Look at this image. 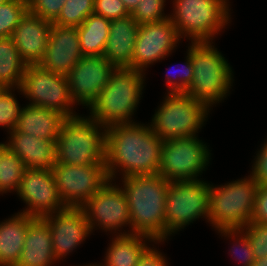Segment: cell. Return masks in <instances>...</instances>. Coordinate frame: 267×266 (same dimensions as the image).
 Returning a JSON list of instances; mask_svg holds the SVG:
<instances>
[{"label": "cell", "mask_w": 267, "mask_h": 266, "mask_svg": "<svg viewBox=\"0 0 267 266\" xmlns=\"http://www.w3.org/2000/svg\"><path fill=\"white\" fill-rule=\"evenodd\" d=\"M163 140L149 124H116L106 128L105 165L109 180L159 174ZM117 169V170H116Z\"/></svg>", "instance_id": "1"}, {"label": "cell", "mask_w": 267, "mask_h": 266, "mask_svg": "<svg viewBox=\"0 0 267 266\" xmlns=\"http://www.w3.org/2000/svg\"><path fill=\"white\" fill-rule=\"evenodd\" d=\"M130 210V234L165 241V201L170 181L160 174L121 178Z\"/></svg>", "instance_id": "2"}, {"label": "cell", "mask_w": 267, "mask_h": 266, "mask_svg": "<svg viewBox=\"0 0 267 266\" xmlns=\"http://www.w3.org/2000/svg\"><path fill=\"white\" fill-rule=\"evenodd\" d=\"M145 73L132 68H116L108 84L90 106V117L101 126L135 123L132 116L141 100Z\"/></svg>", "instance_id": "3"}, {"label": "cell", "mask_w": 267, "mask_h": 266, "mask_svg": "<svg viewBox=\"0 0 267 266\" xmlns=\"http://www.w3.org/2000/svg\"><path fill=\"white\" fill-rule=\"evenodd\" d=\"M212 44L213 42H191L188 47L193 78L185 92L209 109L227 97L234 81L228 60Z\"/></svg>", "instance_id": "4"}, {"label": "cell", "mask_w": 267, "mask_h": 266, "mask_svg": "<svg viewBox=\"0 0 267 266\" xmlns=\"http://www.w3.org/2000/svg\"><path fill=\"white\" fill-rule=\"evenodd\" d=\"M106 127L90 116L66 117L56 141V163L105 164Z\"/></svg>", "instance_id": "5"}, {"label": "cell", "mask_w": 267, "mask_h": 266, "mask_svg": "<svg viewBox=\"0 0 267 266\" xmlns=\"http://www.w3.org/2000/svg\"><path fill=\"white\" fill-rule=\"evenodd\" d=\"M257 187L250 175L224 185L210 184L208 222L211 226L216 230L242 229L249 224Z\"/></svg>", "instance_id": "6"}, {"label": "cell", "mask_w": 267, "mask_h": 266, "mask_svg": "<svg viewBox=\"0 0 267 266\" xmlns=\"http://www.w3.org/2000/svg\"><path fill=\"white\" fill-rule=\"evenodd\" d=\"M228 3V0H173L169 19L181 39L212 42L231 19Z\"/></svg>", "instance_id": "7"}, {"label": "cell", "mask_w": 267, "mask_h": 266, "mask_svg": "<svg viewBox=\"0 0 267 266\" xmlns=\"http://www.w3.org/2000/svg\"><path fill=\"white\" fill-rule=\"evenodd\" d=\"M152 117L150 127L163 141L197 136L209 108L186 93H167Z\"/></svg>", "instance_id": "8"}, {"label": "cell", "mask_w": 267, "mask_h": 266, "mask_svg": "<svg viewBox=\"0 0 267 266\" xmlns=\"http://www.w3.org/2000/svg\"><path fill=\"white\" fill-rule=\"evenodd\" d=\"M210 183L171 181L165 201V240L199 218L208 221Z\"/></svg>", "instance_id": "9"}, {"label": "cell", "mask_w": 267, "mask_h": 266, "mask_svg": "<svg viewBox=\"0 0 267 266\" xmlns=\"http://www.w3.org/2000/svg\"><path fill=\"white\" fill-rule=\"evenodd\" d=\"M198 136L163 141L159 174L167 181H196L208 166L211 153Z\"/></svg>", "instance_id": "10"}, {"label": "cell", "mask_w": 267, "mask_h": 266, "mask_svg": "<svg viewBox=\"0 0 267 266\" xmlns=\"http://www.w3.org/2000/svg\"><path fill=\"white\" fill-rule=\"evenodd\" d=\"M16 89L29 99L30 105L59 111L65 117L77 116L67 76L50 72L39 64L27 65L20 87Z\"/></svg>", "instance_id": "11"}, {"label": "cell", "mask_w": 267, "mask_h": 266, "mask_svg": "<svg viewBox=\"0 0 267 266\" xmlns=\"http://www.w3.org/2000/svg\"><path fill=\"white\" fill-rule=\"evenodd\" d=\"M60 199L66 207L81 208L109 178L105 164L69 165L52 168Z\"/></svg>", "instance_id": "12"}, {"label": "cell", "mask_w": 267, "mask_h": 266, "mask_svg": "<svg viewBox=\"0 0 267 266\" xmlns=\"http://www.w3.org/2000/svg\"><path fill=\"white\" fill-rule=\"evenodd\" d=\"M81 208L92 231L99 227L115 233L114 236L130 234L129 231L120 232L123 226L131 228L130 210L125 192L113 181L108 180Z\"/></svg>", "instance_id": "13"}, {"label": "cell", "mask_w": 267, "mask_h": 266, "mask_svg": "<svg viewBox=\"0 0 267 266\" xmlns=\"http://www.w3.org/2000/svg\"><path fill=\"white\" fill-rule=\"evenodd\" d=\"M180 40L176 27L169 18L141 24L135 42L132 69L145 73L150 64L169 56Z\"/></svg>", "instance_id": "14"}, {"label": "cell", "mask_w": 267, "mask_h": 266, "mask_svg": "<svg viewBox=\"0 0 267 266\" xmlns=\"http://www.w3.org/2000/svg\"><path fill=\"white\" fill-rule=\"evenodd\" d=\"M116 68L103 55L83 56L67 74L69 91L74 103L90 108Z\"/></svg>", "instance_id": "15"}, {"label": "cell", "mask_w": 267, "mask_h": 266, "mask_svg": "<svg viewBox=\"0 0 267 266\" xmlns=\"http://www.w3.org/2000/svg\"><path fill=\"white\" fill-rule=\"evenodd\" d=\"M16 193L27 205L21 213L35 218L66 208L60 199L52 170L26 169Z\"/></svg>", "instance_id": "16"}, {"label": "cell", "mask_w": 267, "mask_h": 266, "mask_svg": "<svg viewBox=\"0 0 267 266\" xmlns=\"http://www.w3.org/2000/svg\"><path fill=\"white\" fill-rule=\"evenodd\" d=\"M42 219L50 228L53 251L58 261L76 249L92 233L82 208L66 207Z\"/></svg>", "instance_id": "17"}, {"label": "cell", "mask_w": 267, "mask_h": 266, "mask_svg": "<svg viewBox=\"0 0 267 266\" xmlns=\"http://www.w3.org/2000/svg\"><path fill=\"white\" fill-rule=\"evenodd\" d=\"M82 57L77 27L52 23L48 45L39 65L55 74L67 76Z\"/></svg>", "instance_id": "18"}, {"label": "cell", "mask_w": 267, "mask_h": 266, "mask_svg": "<svg viewBox=\"0 0 267 266\" xmlns=\"http://www.w3.org/2000/svg\"><path fill=\"white\" fill-rule=\"evenodd\" d=\"M51 25L29 11L21 18L11 38L26 65H38L43 60Z\"/></svg>", "instance_id": "19"}, {"label": "cell", "mask_w": 267, "mask_h": 266, "mask_svg": "<svg viewBox=\"0 0 267 266\" xmlns=\"http://www.w3.org/2000/svg\"><path fill=\"white\" fill-rule=\"evenodd\" d=\"M8 134V149L23 161L26 169L52 170L56 163L57 140H44L16 129Z\"/></svg>", "instance_id": "20"}, {"label": "cell", "mask_w": 267, "mask_h": 266, "mask_svg": "<svg viewBox=\"0 0 267 266\" xmlns=\"http://www.w3.org/2000/svg\"><path fill=\"white\" fill-rule=\"evenodd\" d=\"M139 26L131 14L111 20L103 56L117 68H132Z\"/></svg>", "instance_id": "21"}, {"label": "cell", "mask_w": 267, "mask_h": 266, "mask_svg": "<svg viewBox=\"0 0 267 266\" xmlns=\"http://www.w3.org/2000/svg\"><path fill=\"white\" fill-rule=\"evenodd\" d=\"M56 261L50 228L42 218H36L28 226L16 266H52Z\"/></svg>", "instance_id": "22"}, {"label": "cell", "mask_w": 267, "mask_h": 266, "mask_svg": "<svg viewBox=\"0 0 267 266\" xmlns=\"http://www.w3.org/2000/svg\"><path fill=\"white\" fill-rule=\"evenodd\" d=\"M65 118L59 111L28 104L22 107L15 129L44 140H57Z\"/></svg>", "instance_id": "23"}, {"label": "cell", "mask_w": 267, "mask_h": 266, "mask_svg": "<svg viewBox=\"0 0 267 266\" xmlns=\"http://www.w3.org/2000/svg\"><path fill=\"white\" fill-rule=\"evenodd\" d=\"M35 219L20 211L0 223V266L17 265L28 226Z\"/></svg>", "instance_id": "24"}, {"label": "cell", "mask_w": 267, "mask_h": 266, "mask_svg": "<svg viewBox=\"0 0 267 266\" xmlns=\"http://www.w3.org/2000/svg\"><path fill=\"white\" fill-rule=\"evenodd\" d=\"M112 243L107 247L104 264L99 266H136L139 258L149 247L146 243L155 242L152 238L140 234L117 235L112 237Z\"/></svg>", "instance_id": "25"}, {"label": "cell", "mask_w": 267, "mask_h": 266, "mask_svg": "<svg viewBox=\"0 0 267 266\" xmlns=\"http://www.w3.org/2000/svg\"><path fill=\"white\" fill-rule=\"evenodd\" d=\"M111 20L95 13L90 14L77 27L83 56H102L109 37Z\"/></svg>", "instance_id": "26"}, {"label": "cell", "mask_w": 267, "mask_h": 266, "mask_svg": "<svg viewBox=\"0 0 267 266\" xmlns=\"http://www.w3.org/2000/svg\"><path fill=\"white\" fill-rule=\"evenodd\" d=\"M26 66L12 38H0V86L20 87Z\"/></svg>", "instance_id": "27"}, {"label": "cell", "mask_w": 267, "mask_h": 266, "mask_svg": "<svg viewBox=\"0 0 267 266\" xmlns=\"http://www.w3.org/2000/svg\"><path fill=\"white\" fill-rule=\"evenodd\" d=\"M25 170L23 161L8 149L0 159V194L17 192Z\"/></svg>", "instance_id": "28"}, {"label": "cell", "mask_w": 267, "mask_h": 266, "mask_svg": "<svg viewBox=\"0 0 267 266\" xmlns=\"http://www.w3.org/2000/svg\"><path fill=\"white\" fill-rule=\"evenodd\" d=\"M93 12L94 0H66L53 24L78 27Z\"/></svg>", "instance_id": "29"}, {"label": "cell", "mask_w": 267, "mask_h": 266, "mask_svg": "<svg viewBox=\"0 0 267 266\" xmlns=\"http://www.w3.org/2000/svg\"><path fill=\"white\" fill-rule=\"evenodd\" d=\"M28 11V0H9L0 4V38L11 37Z\"/></svg>", "instance_id": "30"}, {"label": "cell", "mask_w": 267, "mask_h": 266, "mask_svg": "<svg viewBox=\"0 0 267 266\" xmlns=\"http://www.w3.org/2000/svg\"><path fill=\"white\" fill-rule=\"evenodd\" d=\"M15 90L2 88L0 91V126L9 129L7 132L15 129L22 109L13 93Z\"/></svg>", "instance_id": "31"}, {"label": "cell", "mask_w": 267, "mask_h": 266, "mask_svg": "<svg viewBox=\"0 0 267 266\" xmlns=\"http://www.w3.org/2000/svg\"><path fill=\"white\" fill-rule=\"evenodd\" d=\"M217 231L221 233L220 235L233 239L234 244L230 251L232 255L235 254L234 258L239 255L237 259L242 262V266H252L255 257L247 235L241 229H219Z\"/></svg>", "instance_id": "32"}, {"label": "cell", "mask_w": 267, "mask_h": 266, "mask_svg": "<svg viewBox=\"0 0 267 266\" xmlns=\"http://www.w3.org/2000/svg\"><path fill=\"white\" fill-rule=\"evenodd\" d=\"M165 2L166 0H140L131 15L139 25L168 19L169 15L164 13Z\"/></svg>", "instance_id": "33"}, {"label": "cell", "mask_w": 267, "mask_h": 266, "mask_svg": "<svg viewBox=\"0 0 267 266\" xmlns=\"http://www.w3.org/2000/svg\"><path fill=\"white\" fill-rule=\"evenodd\" d=\"M248 237L255 259L267 255V223L250 222L241 229Z\"/></svg>", "instance_id": "34"}, {"label": "cell", "mask_w": 267, "mask_h": 266, "mask_svg": "<svg viewBox=\"0 0 267 266\" xmlns=\"http://www.w3.org/2000/svg\"><path fill=\"white\" fill-rule=\"evenodd\" d=\"M66 0H28V11L53 23L59 16Z\"/></svg>", "instance_id": "35"}, {"label": "cell", "mask_w": 267, "mask_h": 266, "mask_svg": "<svg viewBox=\"0 0 267 266\" xmlns=\"http://www.w3.org/2000/svg\"><path fill=\"white\" fill-rule=\"evenodd\" d=\"M184 68L182 74H178L177 77L169 75V70L166 75L167 91L168 93H185L186 89L192 83L193 78V66L191 63V56L187 52L186 62H184ZM173 77V78H171ZM180 77V78H179Z\"/></svg>", "instance_id": "36"}, {"label": "cell", "mask_w": 267, "mask_h": 266, "mask_svg": "<svg viewBox=\"0 0 267 266\" xmlns=\"http://www.w3.org/2000/svg\"><path fill=\"white\" fill-rule=\"evenodd\" d=\"M106 19L113 20L130 15L121 0H94V12Z\"/></svg>", "instance_id": "37"}, {"label": "cell", "mask_w": 267, "mask_h": 266, "mask_svg": "<svg viewBox=\"0 0 267 266\" xmlns=\"http://www.w3.org/2000/svg\"><path fill=\"white\" fill-rule=\"evenodd\" d=\"M257 152L250 176L258 185H267V140Z\"/></svg>", "instance_id": "38"}, {"label": "cell", "mask_w": 267, "mask_h": 266, "mask_svg": "<svg viewBox=\"0 0 267 266\" xmlns=\"http://www.w3.org/2000/svg\"><path fill=\"white\" fill-rule=\"evenodd\" d=\"M251 222L267 223V185H258Z\"/></svg>", "instance_id": "39"}, {"label": "cell", "mask_w": 267, "mask_h": 266, "mask_svg": "<svg viewBox=\"0 0 267 266\" xmlns=\"http://www.w3.org/2000/svg\"><path fill=\"white\" fill-rule=\"evenodd\" d=\"M136 266H168V262L160 251L149 246L139 258Z\"/></svg>", "instance_id": "40"}, {"label": "cell", "mask_w": 267, "mask_h": 266, "mask_svg": "<svg viewBox=\"0 0 267 266\" xmlns=\"http://www.w3.org/2000/svg\"><path fill=\"white\" fill-rule=\"evenodd\" d=\"M121 1L123 2L124 6L126 7V9L130 14L135 10L138 3L140 2V0H121Z\"/></svg>", "instance_id": "41"}, {"label": "cell", "mask_w": 267, "mask_h": 266, "mask_svg": "<svg viewBox=\"0 0 267 266\" xmlns=\"http://www.w3.org/2000/svg\"><path fill=\"white\" fill-rule=\"evenodd\" d=\"M252 266H267V255L260 259H255Z\"/></svg>", "instance_id": "42"}, {"label": "cell", "mask_w": 267, "mask_h": 266, "mask_svg": "<svg viewBox=\"0 0 267 266\" xmlns=\"http://www.w3.org/2000/svg\"><path fill=\"white\" fill-rule=\"evenodd\" d=\"M8 150L7 144L5 143H0V159L1 156Z\"/></svg>", "instance_id": "43"}, {"label": "cell", "mask_w": 267, "mask_h": 266, "mask_svg": "<svg viewBox=\"0 0 267 266\" xmlns=\"http://www.w3.org/2000/svg\"><path fill=\"white\" fill-rule=\"evenodd\" d=\"M83 266H84V265H83ZM85 266H99V264H96V263H95V264H90V265L88 264V265H85Z\"/></svg>", "instance_id": "44"}, {"label": "cell", "mask_w": 267, "mask_h": 266, "mask_svg": "<svg viewBox=\"0 0 267 266\" xmlns=\"http://www.w3.org/2000/svg\"><path fill=\"white\" fill-rule=\"evenodd\" d=\"M7 1H9V0H0V4H3L5 2H7Z\"/></svg>", "instance_id": "45"}]
</instances>
